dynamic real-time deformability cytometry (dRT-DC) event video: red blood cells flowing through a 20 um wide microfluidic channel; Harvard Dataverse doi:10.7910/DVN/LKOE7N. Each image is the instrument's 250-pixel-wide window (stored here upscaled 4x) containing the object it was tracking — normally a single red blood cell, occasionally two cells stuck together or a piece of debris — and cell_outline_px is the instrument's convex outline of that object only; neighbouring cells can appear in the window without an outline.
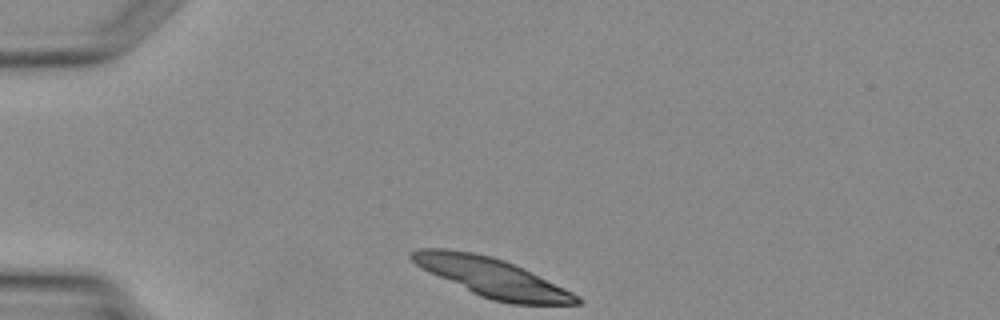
{"species": "Egyptian fruit bat (a non-hibernating species)", "species_latin": "Rousettus aegyptiacus", "temperature_condition": "warm", "stored_images_in_passage": 2, "camera_frame_rate_fps": 3000, "um_per_image_px": 0.085, "animal": {"sex": "female"}, "frame": {"image": 1, "passage_image": 1, "time_ms": 0.0, "image_size_px": [1000, 320], "cell_outline_px": [[584, 300], [580, 304], [512, 304], [492, 300], [480, 296], [428, 272], [416, 264], [408, 256], [412, 252], [420, 248], [448, 248], [476, 252], [492, 256], [504, 260], [564, 288], [580, 296]], "centroid_in_image_um": [41.8, 23.58], "position_along_channel_um": 43.2, "area_um2": 37.11}}